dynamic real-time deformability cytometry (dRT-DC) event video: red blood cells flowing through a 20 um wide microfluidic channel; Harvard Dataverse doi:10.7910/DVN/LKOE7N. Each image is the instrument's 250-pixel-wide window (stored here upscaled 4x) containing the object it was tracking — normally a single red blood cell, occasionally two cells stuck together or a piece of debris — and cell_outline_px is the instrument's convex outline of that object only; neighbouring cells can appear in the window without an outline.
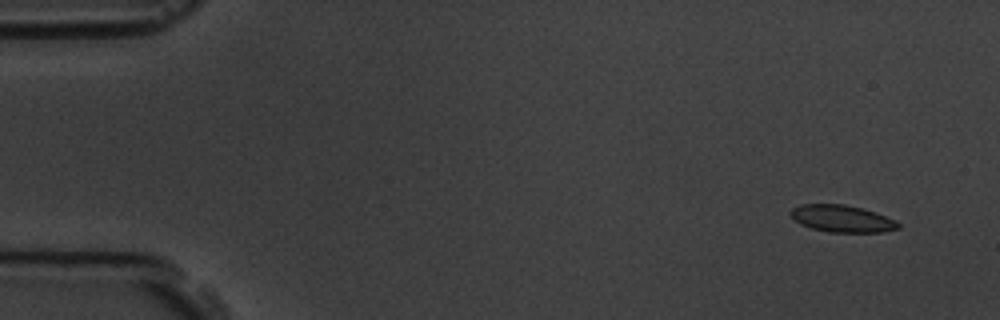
{"species": "common noctule bat (a hibernating species)", "species_latin": "Nyctalus noctula", "temperature_condition": "room temperature", "stored_images_in_passage": 5, "camera_frame_rate_fps": 3000, "um_per_image_px": 0.085, "animal": {"sex": "male", "body_mass_g": 19.5, "forearm_length_mm": 54.6}, "frame": {"image": 1, "passage_image": 1, "time_ms": 0.0, "image_size_px": [1000, 320], "cell_outline_px": [[900, 228], [880, 232], [828, 232], [812, 228], [800, 224], [788, 212], [792, 208], [800, 204], [844, 204], [876, 212], [896, 220], [900, 224]], "centroid_in_image_um": [71.57, 18.58], "position_along_channel_um": 13.4, "area_um2": 16.94}}
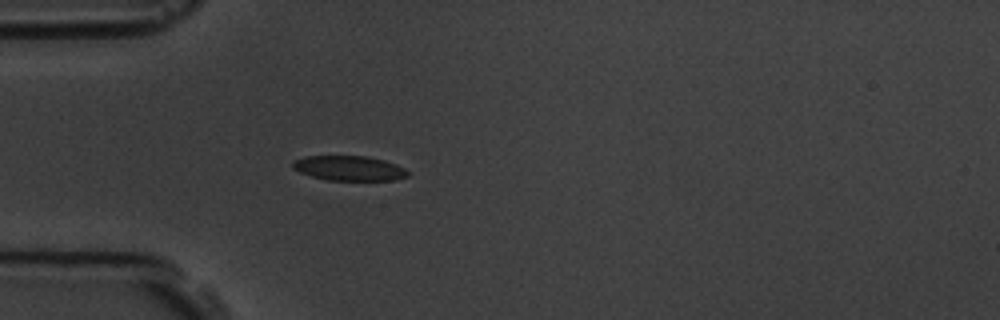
{"frame": {"image": 2, "passage_image": 5, "time_ms": 4.333, "image_size_px": [1000, 320], "cell_outline_px": [[408, 176], [396, 180], [328, 180], [312, 176], [300, 172], [292, 168], [292, 160], [304, 156], [364, 156], [384, 160], [396, 164], [404, 168], [408, 172]], "centroid_in_image_um": [29.65, 14.29], "position_along_channel_um": 55.3, "area_um2": 16.65}}